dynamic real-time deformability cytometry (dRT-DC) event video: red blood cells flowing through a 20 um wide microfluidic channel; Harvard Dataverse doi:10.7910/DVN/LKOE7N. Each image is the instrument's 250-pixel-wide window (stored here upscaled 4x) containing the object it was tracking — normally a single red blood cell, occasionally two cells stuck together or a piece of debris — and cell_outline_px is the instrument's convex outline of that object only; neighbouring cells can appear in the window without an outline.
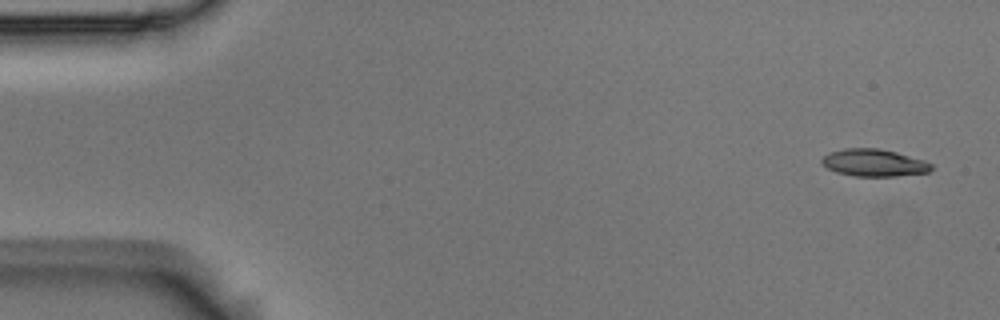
{"species": "Egyptian fruit bat (a non-hibernating species)", "species_latin": "Rousettus aegyptiacus", "temperature_condition": "room temperature", "stored_images_in_passage": 4, "camera_frame_rate_fps": 3000, "um_per_image_px": 0.085, "animal": {"sex": "male"}, "frame": {"image": 1, "passage_image": 1, "time_ms": 0.0, "image_size_px": [1000, 320], "cell_outline_px": [[932, 168], [928, 172], [896, 176], [856, 176], [836, 172], [828, 168], [820, 160], [828, 152], [844, 148], [876, 148], [896, 152], [924, 160], [932, 164]], "centroid_in_image_um": [74.27, 13.83], "position_along_channel_um": 10.7, "area_um2": 17.28}}
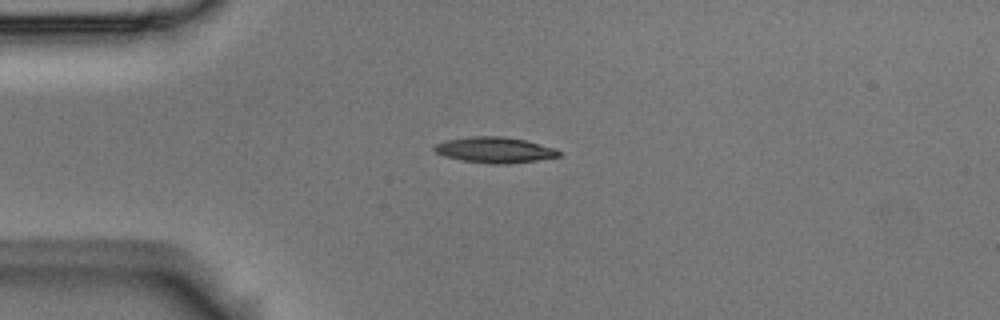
{"frame": {"image": 2, "passage_image": 4, "time_ms": 1.0, "image_size_px": [1000, 320], "cell_outline_px": [[560, 156], [536, 160], [508, 164], [492, 164], [464, 160], [444, 156], [436, 152], [432, 148], [436, 144], [444, 140], [472, 136], [504, 136], [524, 140], [556, 148], [560, 152]], "centroid_in_image_um": [42.04, 12.74], "position_along_channel_um": 43.0, "area_um2": 18.61}}